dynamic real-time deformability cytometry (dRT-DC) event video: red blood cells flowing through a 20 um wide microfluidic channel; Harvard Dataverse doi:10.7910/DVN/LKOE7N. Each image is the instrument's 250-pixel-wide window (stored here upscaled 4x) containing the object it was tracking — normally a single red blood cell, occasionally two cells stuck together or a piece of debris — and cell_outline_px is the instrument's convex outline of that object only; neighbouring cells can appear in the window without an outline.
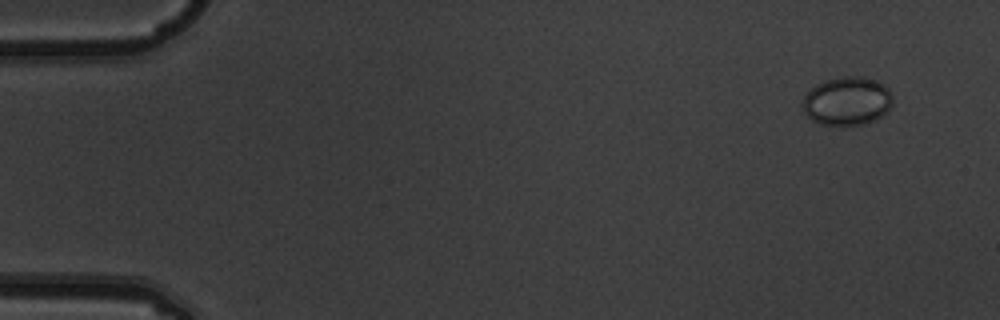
{"species": "common noctule bat (a hibernating species)", "species_latin": "Nyctalus noctula", "temperature_condition": "warm", "stored_images_in_passage": 7, "camera_frame_rate_fps": 3000, "um_per_image_px": 0.085, "animal": {"sex": "male", "body_mass_g": 19.5, "forearm_length_mm": 54.6}, "frame": {"image": 1, "passage_image": 2, "time_ms": 0.333, "image_size_px": [1000, 320], "cell_outline_px": [[892, 104], [876, 120], [864, 124], [820, 124], [812, 120], [804, 112], [800, 104], [804, 96], [816, 84], [824, 80], [844, 76], [864, 76], [884, 84], [892, 92]], "centroid_in_image_um": [71.99, 8.57], "position_along_channel_um": 13.0, "area_um2": 25.49}}
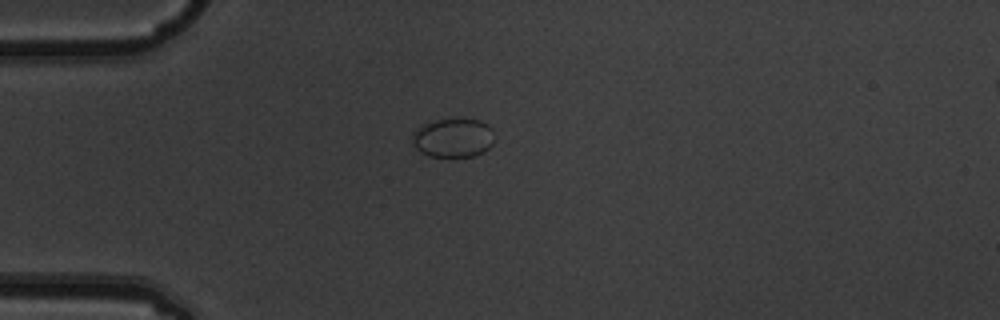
{"frame": {"image": 2, "passage_image": 5, "time_ms": 1.333, "image_size_px": [1000, 320], "cell_outline_px": [[496, 136], [492, 144], [484, 152], [472, 156], [428, 156], [420, 152], [412, 144], [412, 132], [424, 124], [436, 120], [480, 120], [488, 124], [492, 128]], "centroid_in_image_um": [38.54, 11.73], "position_along_channel_um": 46.5, "area_um2": 18.67}}
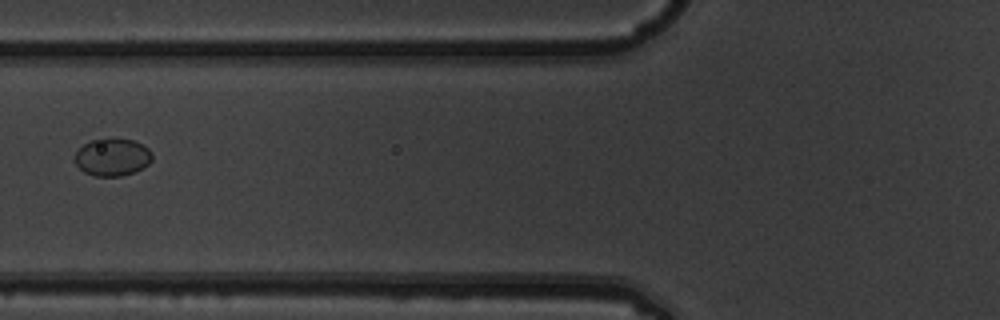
{"frame": {"image": 3, "passage_image": 7, "time_ms": 2.0, "image_size_px": [1000, 320], "cell_outline_px": [[152, 160], [144, 168], [136, 172], [120, 176], [96, 176], [84, 172], [76, 164], [76, 152], [84, 144], [92, 140], [104, 136], [132, 140], [148, 148], [152, 152]], "centroid_in_image_um": [9.57, 13.34], "position_along_channel_um": 116.2, "area_um2": 17.11}}